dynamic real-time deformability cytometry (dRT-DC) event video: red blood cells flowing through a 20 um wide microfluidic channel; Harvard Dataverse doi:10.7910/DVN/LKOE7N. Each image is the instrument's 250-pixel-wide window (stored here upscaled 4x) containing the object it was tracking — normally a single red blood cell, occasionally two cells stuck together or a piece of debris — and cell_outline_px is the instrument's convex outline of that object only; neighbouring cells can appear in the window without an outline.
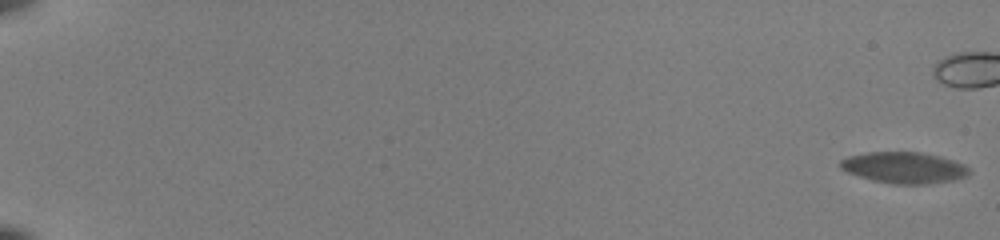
{"species": "common noctule bat (a hibernating species)", "species_latin": "Nyctalus noctula", "temperature_condition": "room temperature", "stored_images_in_passage": 67, "camera_frame_rate_fps": 3000, "um_per_image_px": 0.085, "animal": {"sex": "female", "body_mass_g": 22.0, "forearm_length_mm": 56.7}, "frame": {"image": 1, "passage_image": 1, "time_ms": 0.0, "image_size_px": [1000, 240], "cell_outline_px": [[972, 172], [968, 176], [952, 180], [928, 184], [892, 184], [872, 180], [848, 172], [840, 168], [840, 160], [848, 156], [868, 152], [920, 152], [940, 156], [964, 164]], "centroid_in_image_um": [76.86, 14.25], "position_along_channel_um": 8.1, "area_um2": 23.47}}
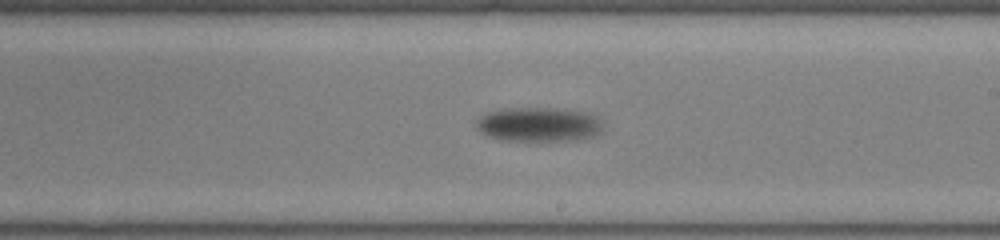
{"frame": {"image": 2, "passage_image": 43, "time_ms": 14.0, "image_size_px": [1000, 240], "cell_outline_px": [[600, 132], [596, 136], [576, 140], [504, 140], [488, 136], [480, 132], [476, 128], [476, 120], [480, 116], [488, 112], [508, 108], [560, 108], [584, 112], [596, 116], [600, 120]], "centroid_in_image_um": [45.77, 10.57], "position_along_channel_um": 243.2, "area_um2": 25.26}}
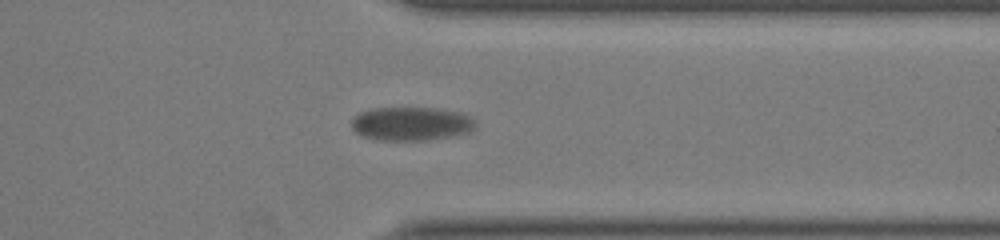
{"frame": {"image": 3, "passage_image": 55, "time_ms": 18.0, "image_size_px": [1000, 240], "cell_outline_px": [[476, 128], [468, 132], [456, 136], [424, 140], [380, 140], [364, 136], [356, 132], [352, 128], [352, 120], [360, 112], [372, 108], [436, 108], [460, 112], [472, 116], [476, 120]], "centroid_in_image_um": [35.02, 10.51], "position_along_channel_um": 376.4, "area_um2": 24.45}}